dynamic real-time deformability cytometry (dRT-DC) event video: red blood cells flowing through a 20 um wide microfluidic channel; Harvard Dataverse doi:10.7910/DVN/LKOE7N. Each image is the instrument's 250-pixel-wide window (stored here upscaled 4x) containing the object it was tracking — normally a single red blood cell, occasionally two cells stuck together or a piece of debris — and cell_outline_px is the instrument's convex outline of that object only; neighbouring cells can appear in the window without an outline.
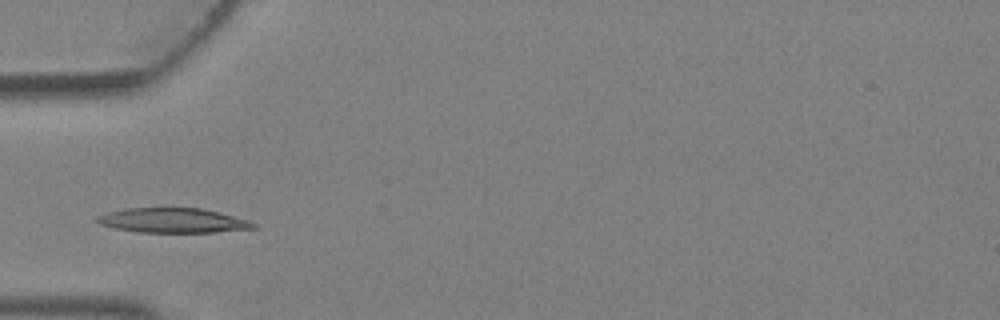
{"species": "Egyptian fruit bat (a non-hibernating species)", "species_latin": "Rousettus aegyptiacus", "temperature_condition": "warm", "stored_images_in_passage": 3, "camera_frame_rate_fps": 3000, "um_per_image_px": 0.085, "animal": {"sex": "female"}, "frame": {"image": 1, "passage_image": 3, "time_ms": 0.667, "image_size_px": [1000, 320], "cell_outline_px": [[256, 228], [216, 232], [140, 232], [116, 228], [100, 224], [96, 220], [96, 216], [108, 212], [128, 208], [204, 208], [220, 212], [248, 220], [256, 224]], "centroid_in_image_um": [14.73, 18.73], "position_along_channel_um": 70.3, "area_um2": 22.37}}